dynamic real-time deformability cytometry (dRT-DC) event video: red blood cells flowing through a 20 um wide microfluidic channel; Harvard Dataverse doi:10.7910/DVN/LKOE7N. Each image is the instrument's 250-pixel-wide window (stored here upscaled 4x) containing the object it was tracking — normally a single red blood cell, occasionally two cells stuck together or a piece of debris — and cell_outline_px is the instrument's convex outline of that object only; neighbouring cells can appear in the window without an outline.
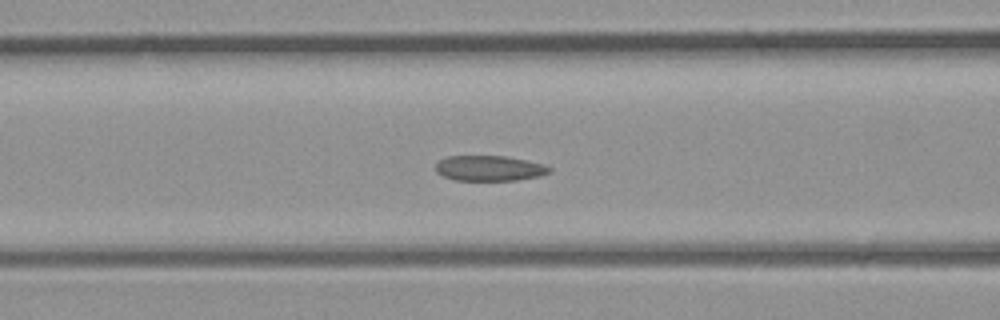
{"species": "common noctule bat (a hibernating species)", "species_latin": "Nyctalus noctula", "temperature_condition": "room temperature", "stored_images_in_passage": 34, "camera_frame_rate_fps": 3000, "um_per_image_px": 0.085, "animal": {"sex": "male", "body_mass_g": 23.1, "forearm_length_mm": 52.7}, "frame": {"image": 1, "passage_image": 11, "time_ms": 3.333, "image_size_px": [1000, 320], "cell_outline_px": [[552, 172], [540, 176], [516, 180], [456, 180], [444, 176], [436, 172], [436, 164], [440, 160], [448, 156], [508, 156], [544, 164], [552, 168]], "centroid_in_image_um": [41.64, 14.3], "position_along_channel_um": 125.0, "area_um2": 16.82}}
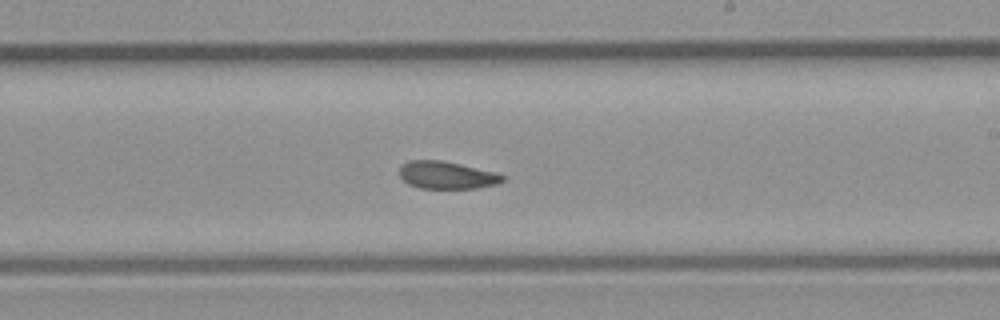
{"frame": {"image": 2, "passage_image": 18, "time_ms": 5.667, "image_size_px": [1000, 320], "cell_outline_px": [[508, 176], [504, 180], [496, 184], [476, 188], [420, 188], [408, 184], [400, 176], [400, 164], [408, 160], [440, 160], [460, 164], [496, 172]], "centroid_in_image_um": [37.98, 14.88], "position_along_channel_um": 251.0, "area_um2": 16.59}}
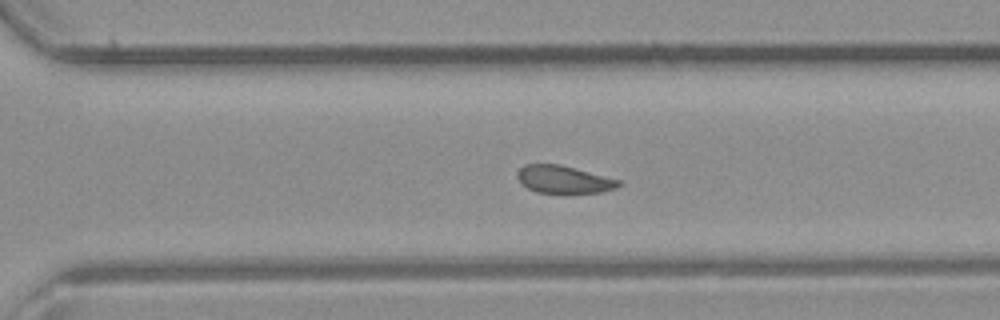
{"frame": {"image": 3, "passage_image": 22, "time_ms": 7.0, "image_size_px": [1000, 320], "cell_outline_px": [[624, 184], [616, 188], [600, 192], [536, 192], [520, 184], [516, 176], [516, 172], [524, 164], [560, 164], [620, 180]], "centroid_in_image_um": [47.89, 15.24], "position_along_channel_um": 322.7, "area_um2": 16.24}}